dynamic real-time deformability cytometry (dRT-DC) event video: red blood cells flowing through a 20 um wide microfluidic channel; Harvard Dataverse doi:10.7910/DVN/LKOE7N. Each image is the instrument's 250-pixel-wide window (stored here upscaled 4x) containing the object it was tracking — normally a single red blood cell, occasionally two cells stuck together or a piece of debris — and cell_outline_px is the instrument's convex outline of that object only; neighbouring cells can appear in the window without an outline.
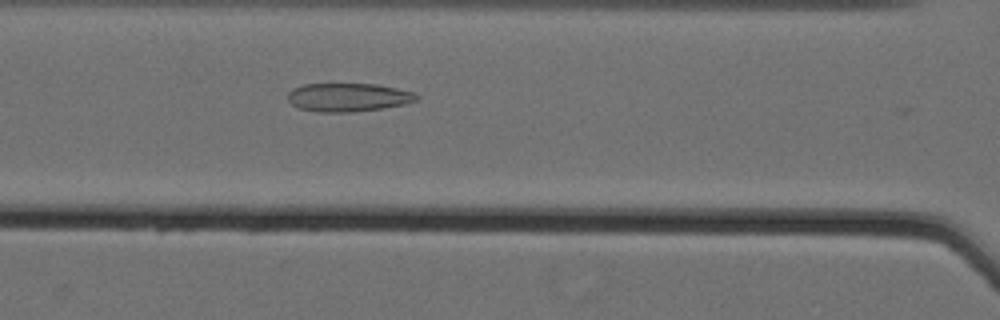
{"species": "Egyptian fruit bat (a non-hibernating species)", "species_latin": "Rousettus aegyptiacus", "temperature_condition": "cold", "stored_images_in_passage": 35, "camera_frame_rate_fps": 3000, "um_per_image_px": 0.085, "animal": {"sex": "female"}, "frame": {"image": 1, "passage_image": 5, "time_ms": 1.333, "image_size_px": [1000, 320], "cell_outline_px": [[420, 96], [416, 100], [404, 104], [384, 108], [352, 112], [316, 112], [300, 108], [292, 104], [288, 100], [288, 92], [292, 88], [304, 84], [376, 84], [396, 88], [412, 92]], "centroid_in_image_um": [29.57, 8.27], "position_along_channel_um": 137.0, "area_um2": 21.33}}
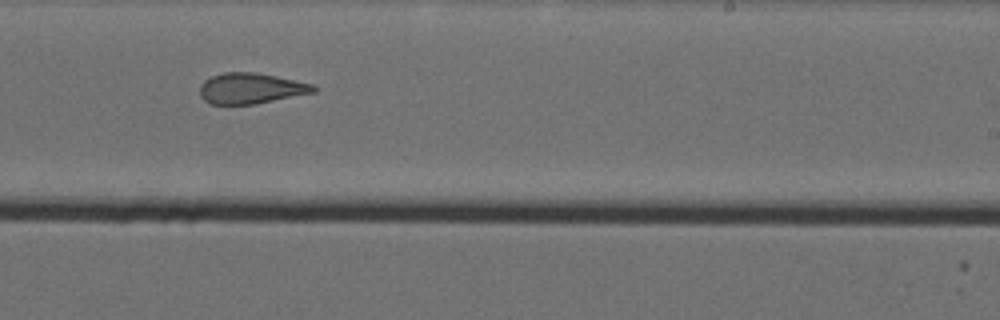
{"frame": {"image": 2, "passage_image": 16, "time_ms": 5.0, "image_size_px": [1000, 320], "cell_outline_px": [[316, 92], [256, 104], [208, 104], [200, 96], [200, 84], [204, 80], [212, 76], [224, 72], [256, 72], [276, 76], [312, 84], [316, 88]], "centroid_in_image_um": [21.3, 7.51], "position_along_channel_um": 267.7, "area_um2": 20.4}}
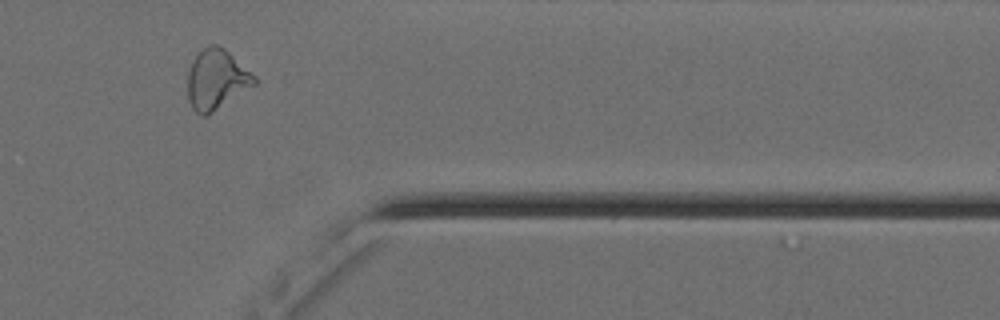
{"frame": {"image": 3, "passage_image": 27, "time_ms": 8.667, "image_size_px": [1000, 320], "cell_outline_px": [[256, 84], [208, 116], [200, 116], [192, 108], [188, 100], [188, 72], [192, 60], [208, 44], [216, 44], [224, 48], [256, 76]], "centroid_in_image_um": [18.39, 6.78], "position_along_channel_um": 393.0, "area_um2": 23.41}, "authors_computed_cell_mechanics": {"area_um2": 21.3282, "velocity_mm_per_s": 3.5688, "shape_relaxation_time_tau1_ms": null, "shape_relaxation_time_tau2_ms": 2.1064, "deformation_change_tau1": null, "deformation_change_tau2": 0.0879}}